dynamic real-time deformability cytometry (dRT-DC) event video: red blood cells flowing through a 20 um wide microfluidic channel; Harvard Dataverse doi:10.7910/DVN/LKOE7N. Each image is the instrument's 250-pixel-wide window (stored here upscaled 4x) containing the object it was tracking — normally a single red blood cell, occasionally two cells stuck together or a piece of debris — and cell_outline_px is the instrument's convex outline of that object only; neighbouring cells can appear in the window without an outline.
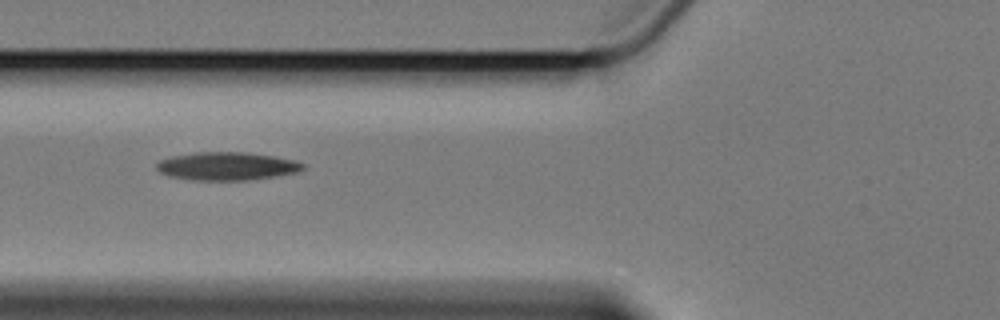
{"species": "Egyptian fruit bat (a non-hibernating species)", "species_latin": "Rousettus aegyptiacus", "temperature_condition": "cold", "stored_images_in_passage": 4, "camera_frame_rate_fps": 3000, "um_per_image_px": 0.085, "animal": {"sex": "female"}, "frame": {"image": 1, "passage_image": 3, "time_ms": 3.333, "image_size_px": [1000, 320], "cell_outline_px": [[304, 168], [296, 172], [276, 176], [248, 180], [192, 180], [168, 176], [160, 172], [156, 168], [156, 164], [160, 160], [172, 156], [192, 152], [244, 152], [272, 156], [292, 160], [304, 164]], "centroid_in_image_um": [19.22, 14.12], "position_along_channel_um": 106.6, "area_um2": 23.87}}
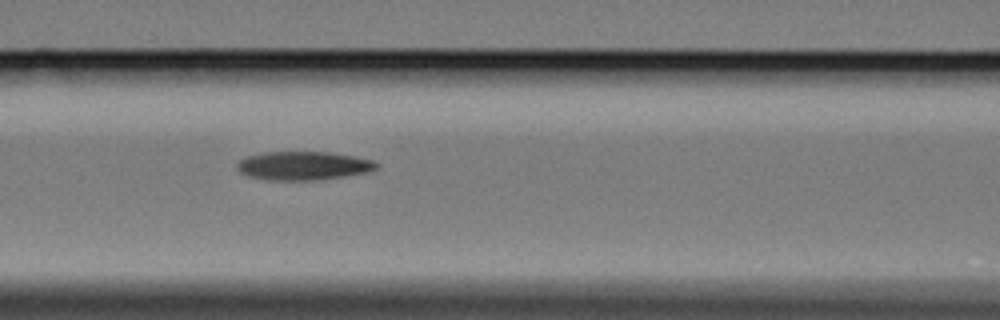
{"frame": {"image": 2, "passage_image": 4, "time_ms": 4.333, "image_size_px": [1000, 320], "cell_outline_px": [[380, 164], [376, 168], [368, 172], [344, 176], [316, 180], [268, 180], [248, 176], [240, 172], [236, 168], [236, 164], [240, 160], [248, 156], [264, 152], [328, 152], [356, 156], [372, 160]], "centroid_in_image_um": [25.78, 14.08], "position_along_channel_um": 140.8, "area_um2": 23.24}}